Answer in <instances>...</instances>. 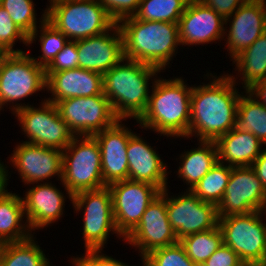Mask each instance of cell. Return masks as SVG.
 <instances>
[{
	"mask_svg": "<svg viewBox=\"0 0 266 266\" xmlns=\"http://www.w3.org/2000/svg\"><path fill=\"white\" fill-rule=\"evenodd\" d=\"M195 266H208L205 262L196 263Z\"/></svg>",
	"mask_w": 266,
	"mask_h": 266,
	"instance_id": "7dc6e473",
	"label": "cell"
},
{
	"mask_svg": "<svg viewBox=\"0 0 266 266\" xmlns=\"http://www.w3.org/2000/svg\"><path fill=\"white\" fill-rule=\"evenodd\" d=\"M251 167L256 172L257 178L266 190V148H264Z\"/></svg>",
	"mask_w": 266,
	"mask_h": 266,
	"instance_id": "b9f144b4",
	"label": "cell"
},
{
	"mask_svg": "<svg viewBox=\"0 0 266 266\" xmlns=\"http://www.w3.org/2000/svg\"><path fill=\"white\" fill-rule=\"evenodd\" d=\"M231 175V166L218 163L191 190L203 202L218 205Z\"/></svg>",
	"mask_w": 266,
	"mask_h": 266,
	"instance_id": "4dcf8cb0",
	"label": "cell"
},
{
	"mask_svg": "<svg viewBox=\"0 0 266 266\" xmlns=\"http://www.w3.org/2000/svg\"><path fill=\"white\" fill-rule=\"evenodd\" d=\"M243 92L239 98L235 127L254 134L266 146V106L247 90Z\"/></svg>",
	"mask_w": 266,
	"mask_h": 266,
	"instance_id": "83f0119b",
	"label": "cell"
},
{
	"mask_svg": "<svg viewBox=\"0 0 266 266\" xmlns=\"http://www.w3.org/2000/svg\"><path fill=\"white\" fill-rule=\"evenodd\" d=\"M127 157L130 180L149 183L160 191L168 187V166L157 151L136 133L130 136Z\"/></svg>",
	"mask_w": 266,
	"mask_h": 266,
	"instance_id": "7402d4cb",
	"label": "cell"
},
{
	"mask_svg": "<svg viewBox=\"0 0 266 266\" xmlns=\"http://www.w3.org/2000/svg\"><path fill=\"white\" fill-rule=\"evenodd\" d=\"M32 185L22 197L25 219L31 232L57 222L63 216L66 201L65 193L52 181Z\"/></svg>",
	"mask_w": 266,
	"mask_h": 266,
	"instance_id": "44dd1931",
	"label": "cell"
},
{
	"mask_svg": "<svg viewBox=\"0 0 266 266\" xmlns=\"http://www.w3.org/2000/svg\"><path fill=\"white\" fill-rule=\"evenodd\" d=\"M86 253L80 257H74L70 260L73 266H129L124 262L103 254L102 249L85 250Z\"/></svg>",
	"mask_w": 266,
	"mask_h": 266,
	"instance_id": "f35d334b",
	"label": "cell"
},
{
	"mask_svg": "<svg viewBox=\"0 0 266 266\" xmlns=\"http://www.w3.org/2000/svg\"><path fill=\"white\" fill-rule=\"evenodd\" d=\"M76 68H79L76 41L69 40L54 60L45 68V71L46 73H55Z\"/></svg>",
	"mask_w": 266,
	"mask_h": 266,
	"instance_id": "8d00e7d4",
	"label": "cell"
},
{
	"mask_svg": "<svg viewBox=\"0 0 266 266\" xmlns=\"http://www.w3.org/2000/svg\"><path fill=\"white\" fill-rule=\"evenodd\" d=\"M1 252H2V244H0V256H1Z\"/></svg>",
	"mask_w": 266,
	"mask_h": 266,
	"instance_id": "c3c4849f",
	"label": "cell"
},
{
	"mask_svg": "<svg viewBox=\"0 0 266 266\" xmlns=\"http://www.w3.org/2000/svg\"><path fill=\"white\" fill-rule=\"evenodd\" d=\"M188 0H141L137 13L139 20L178 23Z\"/></svg>",
	"mask_w": 266,
	"mask_h": 266,
	"instance_id": "d6a6232c",
	"label": "cell"
},
{
	"mask_svg": "<svg viewBox=\"0 0 266 266\" xmlns=\"http://www.w3.org/2000/svg\"><path fill=\"white\" fill-rule=\"evenodd\" d=\"M47 101L56 103L72 97H90L103 93V74L82 68L46 73Z\"/></svg>",
	"mask_w": 266,
	"mask_h": 266,
	"instance_id": "603a6c76",
	"label": "cell"
},
{
	"mask_svg": "<svg viewBox=\"0 0 266 266\" xmlns=\"http://www.w3.org/2000/svg\"><path fill=\"white\" fill-rule=\"evenodd\" d=\"M244 90L266 78V31L233 59ZM240 74V75H239Z\"/></svg>",
	"mask_w": 266,
	"mask_h": 266,
	"instance_id": "4316f807",
	"label": "cell"
},
{
	"mask_svg": "<svg viewBox=\"0 0 266 266\" xmlns=\"http://www.w3.org/2000/svg\"><path fill=\"white\" fill-rule=\"evenodd\" d=\"M158 73L161 70L154 66L123 58L103 74V93L119 119L138 120L142 116L149 102V84Z\"/></svg>",
	"mask_w": 266,
	"mask_h": 266,
	"instance_id": "277c9868",
	"label": "cell"
},
{
	"mask_svg": "<svg viewBox=\"0 0 266 266\" xmlns=\"http://www.w3.org/2000/svg\"><path fill=\"white\" fill-rule=\"evenodd\" d=\"M35 239L32 235L24 241L2 244L0 266H51Z\"/></svg>",
	"mask_w": 266,
	"mask_h": 266,
	"instance_id": "f1b7e54d",
	"label": "cell"
},
{
	"mask_svg": "<svg viewBox=\"0 0 266 266\" xmlns=\"http://www.w3.org/2000/svg\"><path fill=\"white\" fill-rule=\"evenodd\" d=\"M49 2L47 21L70 41L102 34L115 24L98 0Z\"/></svg>",
	"mask_w": 266,
	"mask_h": 266,
	"instance_id": "8992f818",
	"label": "cell"
},
{
	"mask_svg": "<svg viewBox=\"0 0 266 266\" xmlns=\"http://www.w3.org/2000/svg\"><path fill=\"white\" fill-rule=\"evenodd\" d=\"M108 187L115 225L125 239L137 227L146 208L161 191L149 183L130 179L114 182Z\"/></svg>",
	"mask_w": 266,
	"mask_h": 266,
	"instance_id": "7c38bea8",
	"label": "cell"
},
{
	"mask_svg": "<svg viewBox=\"0 0 266 266\" xmlns=\"http://www.w3.org/2000/svg\"><path fill=\"white\" fill-rule=\"evenodd\" d=\"M187 85L183 77L156 78L146 111L136 123L160 136L188 139L193 85Z\"/></svg>",
	"mask_w": 266,
	"mask_h": 266,
	"instance_id": "7a4b0ae2",
	"label": "cell"
},
{
	"mask_svg": "<svg viewBox=\"0 0 266 266\" xmlns=\"http://www.w3.org/2000/svg\"><path fill=\"white\" fill-rule=\"evenodd\" d=\"M43 11L44 13L39 18V22L41 23L39 24V27H37L35 31L28 36L27 45L29 46L34 43V41L36 42V40H39L42 55L37 56L38 58H32L38 65L46 68L68 43L69 39L64 33L58 31L47 21V9Z\"/></svg>",
	"mask_w": 266,
	"mask_h": 266,
	"instance_id": "f546056e",
	"label": "cell"
},
{
	"mask_svg": "<svg viewBox=\"0 0 266 266\" xmlns=\"http://www.w3.org/2000/svg\"><path fill=\"white\" fill-rule=\"evenodd\" d=\"M61 183L71 202L77 192L106 186L102 178L100 147L94 136H74L63 150Z\"/></svg>",
	"mask_w": 266,
	"mask_h": 266,
	"instance_id": "5b68a950",
	"label": "cell"
},
{
	"mask_svg": "<svg viewBox=\"0 0 266 266\" xmlns=\"http://www.w3.org/2000/svg\"><path fill=\"white\" fill-rule=\"evenodd\" d=\"M0 6L7 11L13 22L27 36L39 27L33 0H0Z\"/></svg>",
	"mask_w": 266,
	"mask_h": 266,
	"instance_id": "836d02e7",
	"label": "cell"
},
{
	"mask_svg": "<svg viewBox=\"0 0 266 266\" xmlns=\"http://www.w3.org/2000/svg\"><path fill=\"white\" fill-rule=\"evenodd\" d=\"M225 20L199 0L189 1L179 19V39L183 46L221 42L225 38Z\"/></svg>",
	"mask_w": 266,
	"mask_h": 266,
	"instance_id": "ac0fdd59",
	"label": "cell"
},
{
	"mask_svg": "<svg viewBox=\"0 0 266 266\" xmlns=\"http://www.w3.org/2000/svg\"><path fill=\"white\" fill-rule=\"evenodd\" d=\"M79 68L105 74L123 58V39L115 23L108 31L77 40Z\"/></svg>",
	"mask_w": 266,
	"mask_h": 266,
	"instance_id": "ffe728a7",
	"label": "cell"
},
{
	"mask_svg": "<svg viewBox=\"0 0 266 266\" xmlns=\"http://www.w3.org/2000/svg\"><path fill=\"white\" fill-rule=\"evenodd\" d=\"M108 16L115 22L134 16L141 0H98Z\"/></svg>",
	"mask_w": 266,
	"mask_h": 266,
	"instance_id": "74e56055",
	"label": "cell"
},
{
	"mask_svg": "<svg viewBox=\"0 0 266 266\" xmlns=\"http://www.w3.org/2000/svg\"><path fill=\"white\" fill-rule=\"evenodd\" d=\"M224 20L230 17L247 0H199Z\"/></svg>",
	"mask_w": 266,
	"mask_h": 266,
	"instance_id": "60d3db41",
	"label": "cell"
},
{
	"mask_svg": "<svg viewBox=\"0 0 266 266\" xmlns=\"http://www.w3.org/2000/svg\"><path fill=\"white\" fill-rule=\"evenodd\" d=\"M8 158L24 185L49 183L53 176L62 181L63 151L59 149L22 141Z\"/></svg>",
	"mask_w": 266,
	"mask_h": 266,
	"instance_id": "2e32d148",
	"label": "cell"
},
{
	"mask_svg": "<svg viewBox=\"0 0 266 266\" xmlns=\"http://www.w3.org/2000/svg\"><path fill=\"white\" fill-rule=\"evenodd\" d=\"M19 194L6 191L0 197V244L24 241L32 236Z\"/></svg>",
	"mask_w": 266,
	"mask_h": 266,
	"instance_id": "d4e9b609",
	"label": "cell"
},
{
	"mask_svg": "<svg viewBox=\"0 0 266 266\" xmlns=\"http://www.w3.org/2000/svg\"><path fill=\"white\" fill-rule=\"evenodd\" d=\"M8 166L0 160V197L6 192L9 191L7 190V185H8V178L11 177L9 176L8 173Z\"/></svg>",
	"mask_w": 266,
	"mask_h": 266,
	"instance_id": "ee69618b",
	"label": "cell"
},
{
	"mask_svg": "<svg viewBox=\"0 0 266 266\" xmlns=\"http://www.w3.org/2000/svg\"><path fill=\"white\" fill-rule=\"evenodd\" d=\"M55 106L75 136H93L119 120L104 94L72 97L56 102Z\"/></svg>",
	"mask_w": 266,
	"mask_h": 266,
	"instance_id": "8fae6325",
	"label": "cell"
},
{
	"mask_svg": "<svg viewBox=\"0 0 266 266\" xmlns=\"http://www.w3.org/2000/svg\"><path fill=\"white\" fill-rule=\"evenodd\" d=\"M187 256L196 264L205 262L222 244L219 226L207 231L193 233L179 240Z\"/></svg>",
	"mask_w": 266,
	"mask_h": 266,
	"instance_id": "1f68e13d",
	"label": "cell"
},
{
	"mask_svg": "<svg viewBox=\"0 0 266 266\" xmlns=\"http://www.w3.org/2000/svg\"><path fill=\"white\" fill-rule=\"evenodd\" d=\"M197 148L184 151L179 156L178 178L192 190L197 183L218 163V151L215 141H199Z\"/></svg>",
	"mask_w": 266,
	"mask_h": 266,
	"instance_id": "484cf974",
	"label": "cell"
},
{
	"mask_svg": "<svg viewBox=\"0 0 266 266\" xmlns=\"http://www.w3.org/2000/svg\"><path fill=\"white\" fill-rule=\"evenodd\" d=\"M39 107L29 105L13 113L21 125L22 133L27 137L23 142L63 151L75 135L60 117L54 103L45 99Z\"/></svg>",
	"mask_w": 266,
	"mask_h": 266,
	"instance_id": "30bf717a",
	"label": "cell"
},
{
	"mask_svg": "<svg viewBox=\"0 0 266 266\" xmlns=\"http://www.w3.org/2000/svg\"><path fill=\"white\" fill-rule=\"evenodd\" d=\"M8 54L4 49L0 48V66L2 64V61L4 60L5 56Z\"/></svg>",
	"mask_w": 266,
	"mask_h": 266,
	"instance_id": "f6af8a7d",
	"label": "cell"
},
{
	"mask_svg": "<svg viewBox=\"0 0 266 266\" xmlns=\"http://www.w3.org/2000/svg\"><path fill=\"white\" fill-rule=\"evenodd\" d=\"M166 188L167 215L178 241L218 226L217 206L203 202L191 190L174 197Z\"/></svg>",
	"mask_w": 266,
	"mask_h": 266,
	"instance_id": "4fadbf2b",
	"label": "cell"
},
{
	"mask_svg": "<svg viewBox=\"0 0 266 266\" xmlns=\"http://www.w3.org/2000/svg\"><path fill=\"white\" fill-rule=\"evenodd\" d=\"M71 203L76 213L84 210L81 234L85 250H103L110 233L116 234L117 238L124 241L115 225L112 196L108 186L77 192L73 195Z\"/></svg>",
	"mask_w": 266,
	"mask_h": 266,
	"instance_id": "9c48e42d",
	"label": "cell"
},
{
	"mask_svg": "<svg viewBox=\"0 0 266 266\" xmlns=\"http://www.w3.org/2000/svg\"><path fill=\"white\" fill-rule=\"evenodd\" d=\"M119 119L114 125L93 135L101 152L102 178L106 186L129 179L127 144L134 133Z\"/></svg>",
	"mask_w": 266,
	"mask_h": 266,
	"instance_id": "d6986e66",
	"label": "cell"
},
{
	"mask_svg": "<svg viewBox=\"0 0 266 266\" xmlns=\"http://www.w3.org/2000/svg\"><path fill=\"white\" fill-rule=\"evenodd\" d=\"M49 1H89V0H49Z\"/></svg>",
	"mask_w": 266,
	"mask_h": 266,
	"instance_id": "bcb514c9",
	"label": "cell"
},
{
	"mask_svg": "<svg viewBox=\"0 0 266 266\" xmlns=\"http://www.w3.org/2000/svg\"><path fill=\"white\" fill-rule=\"evenodd\" d=\"M266 211L219 218L223 244L233 249L246 266L266 265Z\"/></svg>",
	"mask_w": 266,
	"mask_h": 266,
	"instance_id": "ba28073f",
	"label": "cell"
},
{
	"mask_svg": "<svg viewBox=\"0 0 266 266\" xmlns=\"http://www.w3.org/2000/svg\"><path fill=\"white\" fill-rule=\"evenodd\" d=\"M266 211V190L251 166L231 167L224 196L217 205L219 218Z\"/></svg>",
	"mask_w": 266,
	"mask_h": 266,
	"instance_id": "5bb4252c",
	"label": "cell"
},
{
	"mask_svg": "<svg viewBox=\"0 0 266 266\" xmlns=\"http://www.w3.org/2000/svg\"><path fill=\"white\" fill-rule=\"evenodd\" d=\"M141 261L142 266H195V263L187 256L180 242L155 249Z\"/></svg>",
	"mask_w": 266,
	"mask_h": 266,
	"instance_id": "e575fe53",
	"label": "cell"
},
{
	"mask_svg": "<svg viewBox=\"0 0 266 266\" xmlns=\"http://www.w3.org/2000/svg\"><path fill=\"white\" fill-rule=\"evenodd\" d=\"M17 41L28 46V36L13 22L7 11L0 6V48L8 53L25 52L22 49H13Z\"/></svg>",
	"mask_w": 266,
	"mask_h": 266,
	"instance_id": "d590c367",
	"label": "cell"
},
{
	"mask_svg": "<svg viewBox=\"0 0 266 266\" xmlns=\"http://www.w3.org/2000/svg\"><path fill=\"white\" fill-rule=\"evenodd\" d=\"M209 73L203 76L210 82L193 85L188 139L195 136L199 141H216L236 126L241 93L235 87V75L224 72L218 77Z\"/></svg>",
	"mask_w": 266,
	"mask_h": 266,
	"instance_id": "6da1fadb",
	"label": "cell"
},
{
	"mask_svg": "<svg viewBox=\"0 0 266 266\" xmlns=\"http://www.w3.org/2000/svg\"><path fill=\"white\" fill-rule=\"evenodd\" d=\"M231 20V21H230ZM229 22V27H227ZM228 55L232 59L266 31V1L247 0L225 20ZM227 32V33H226Z\"/></svg>",
	"mask_w": 266,
	"mask_h": 266,
	"instance_id": "e0dca14e",
	"label": "cell"
},
{
	"mask_svg": "<svg viewBox=\"0 0 266 266\" xmlns=\"http://www.w3.org/2000/svg\"><path fill=\"white\" fill-rule=\"evenodd\" d=\"M208 266H246L238 254L222 244L206 261Z\"/></svg>",
	"mask_w": 266,
	"mask_h": 266,
	"instance_id": "ab89813d",
	"label": "cell"
},
{
	"mask_svg": "<svg viewBox=\"0 0 266 266\" xmlns=\"http://www.w3.org/2000/svg\"><path fill=\"white\" fill-rule=\"evenodd\" d=\"M28 53L29 51L8 53L2 61L0 66V111L6 104L12 103L9 109L13 114L18 109L30 105L18 102L36 92L46 90L45 68L38 65Z\"/></svg>",
	"mask_w": 266,
	"mask_h": 266,
	"instance_id": "52a82bcc",
	"label": "cell"
},
{
	"mask_svg": "<svg viewBox=\"0 0 266 266\" xmlns=\"http://www.w3.org/2000/svg\"><path fill=\"white\" fill-rule=\"evenodd\" d=\"M247 91L261 104L266 106V78L256 82Z\"/></svg>",
	"mask_w": 266,
	"mask_h": 266,
	"instance_id": "7bdbcfd3",
	"label": "cell"
},
{
	"mask_svg": "<svg viewBox=\"0 0 266 266\" xmlns=\"http://www.w3.org/2000/svg\"><path fill=\"white\" fill-rule=\"evenodd\" d=\"M124 241L138 249L141 260L155 249L179 242L168 220L166 188L148 205L139 224Z\"/></svg>",
	"mask_w": 266,
	"mask_h": 266,
	"instance_id": "9a60e30c",
	"label": "cell"
},
{
	"mask_svg": "<svg viewBox=\"0 0 266 266\" xmlns=\"http://www.w3.org/2000/svg\"><path fill=\"white\" fill-rule=\"evenodd\" d=\"M215 143L219 162L231 167L251 166L263 150V144L254 134L236 127Z\"/></svg>",
	"mask_w": 266,
	"mask_h": 266,
	"instance_id": "cb8c5ba5",
	"label": "cell"
},
{
	"mask_svg": "<svg viewBox=\"0 0 266 266\" xmlns=\"http://www.w3.org/2000/svg\"><path fill=\"white\" fill-rule=\"evenodd\" d=\"M123 39L124 58L165 70L177 54L178 23L144 21L135 16L117 23Z\"/></svg>",
	"mask_w": 266,
	"mask_h": 266,
	"instance_id": "3957f363",
	"label": "cell"
}]
</instances>
